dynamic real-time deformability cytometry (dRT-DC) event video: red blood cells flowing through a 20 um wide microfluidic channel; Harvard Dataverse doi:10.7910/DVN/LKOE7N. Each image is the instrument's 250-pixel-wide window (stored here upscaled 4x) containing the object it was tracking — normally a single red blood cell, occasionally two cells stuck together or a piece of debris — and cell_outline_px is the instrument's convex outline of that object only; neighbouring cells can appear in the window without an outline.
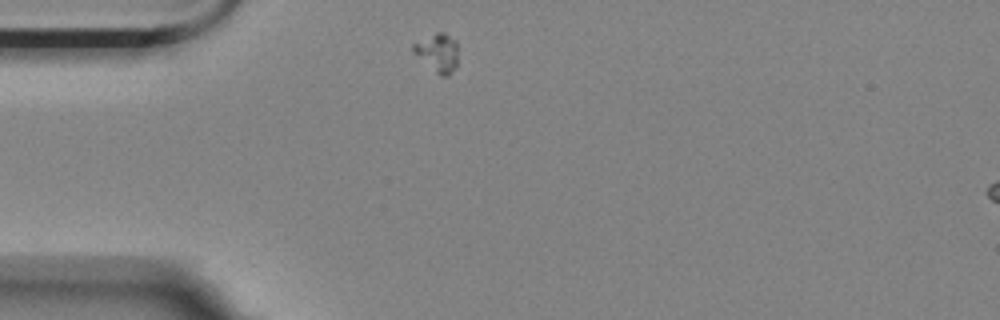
{"species": "Egyptian fruit bat (a non-hibernating species)", "species_latin": "Rousettus aegyptiacus", "temperature_condition": "room temperature", "stored_images_in_passage": 46, "camera_frame_rate_fps": 3000, "um_per_image_px": 0.085, "animal": {"sex": "female"}, "frame": {"image": 1, "passage_image": 1, "time_ms": 0.0, "image_size_px": [1000, 320], "cell_outline_px": [[460, 44], [456, 68], [448, 76], [440, 76], [412, 52], [412, 44], [436, 32], [444, 32], [456, 40]], "centroid_in_image_um": [37.25, 4.47], "position_along_channel_um": 47.7, "area_um2": 10.35}}